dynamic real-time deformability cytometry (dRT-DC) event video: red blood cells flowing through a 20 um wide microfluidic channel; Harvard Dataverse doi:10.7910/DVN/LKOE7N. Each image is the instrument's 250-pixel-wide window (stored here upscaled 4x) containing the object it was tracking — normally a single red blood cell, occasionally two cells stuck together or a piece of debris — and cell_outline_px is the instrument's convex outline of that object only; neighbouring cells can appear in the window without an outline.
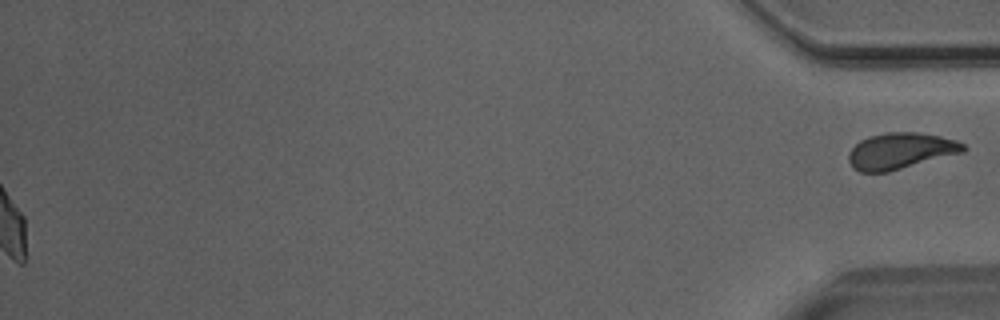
{"species": "Egyptian fruit bat (a non-hibernating species)", "species_latin": "Rousettus aegyptiacus", "temperature_condition": "room temperature", "stored_images_in_passage": 36, "segment_of_instrument_passage": [2, 2], "camera_frame_rate_fps": 3000, "um_per_image_px": 0.085, "animal": {"sex": "male"}, "frame": {"image": 1, "passage_image": 36, "time_ms": 11.667, "image_size_px": [1000, 320], "cell_outline_px": [[968, 148], [964, 152], [888, 172], [860, 172], [852, 168], [848, 160], [848, 152], [860, 140], [868, 136], [888, 132], [916, 132], [940, 136], [956, 140], [964, 144]], "centroid_in_image_um": [76.54, 12.83], "position_along_channel_um": 358.7, "area_um2": 24.33}}